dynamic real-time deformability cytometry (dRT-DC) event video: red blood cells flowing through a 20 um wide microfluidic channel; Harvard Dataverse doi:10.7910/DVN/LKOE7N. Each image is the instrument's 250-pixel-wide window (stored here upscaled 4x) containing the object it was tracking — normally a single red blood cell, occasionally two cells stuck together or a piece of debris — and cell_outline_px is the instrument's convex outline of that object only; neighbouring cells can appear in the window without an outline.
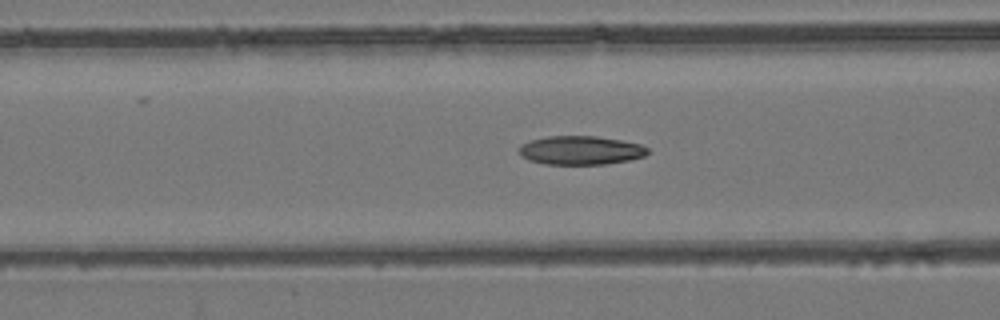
{"species": "common noctule bat (a hibernating species)", "species_latin": "Nyctalus noctula", "temperature_condition": "room temperature", "stored_images_in_passage": 33, "camera_frame_rate_fps": 3000, "um_per_image_px": 0.085, "animal": {"sex": "female", "body_mass_g": 24.6, "forearm_length_mm": 56.2}, "frame": {"image": 1, "passage_image": 5, "time_ms": 1.333, "image_size_px": [1000, 320], "cell_outline_px": [[648, 152], [644, 156], [628, 160], [604, 164], [544, 164], [528, 160], [520, 156], [520, 144], [528, 140], [548, 136], [596, 136], [620, 140], [640, 144], [648, 148]], "centroid_in_image_um": [49.31, 12.77], "position_along_channel_um": 117.3, "area_um2": 21.56}}
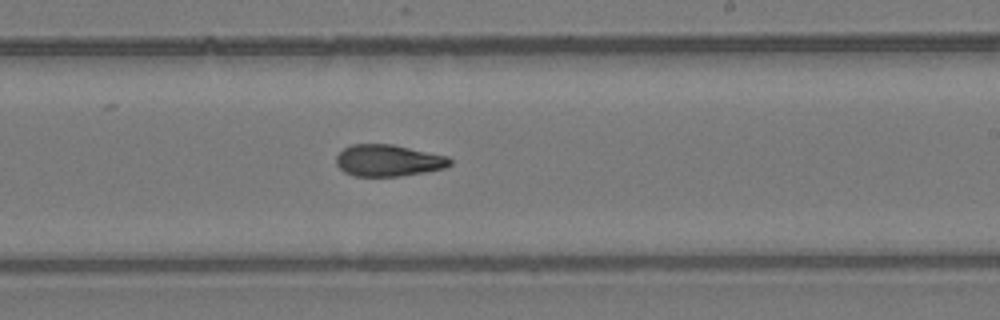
{"frame": {"image": 2, "passage_image": 16, "time_ms": 5.0, "image_size_px": [1000, 320], "cell_outline_px": [[452, 164], [444, 168], [424, 172], [400, 176], [356, 176], [344, 172], [336, 164], [336, 156], [344, 148], [352, 144], [392, 144], [448, 156], [452, 160]], "centroid_in_image_um": [33.01, 13.64], "position_along_channel_um": 256.0, "area_um2": 20.98}}
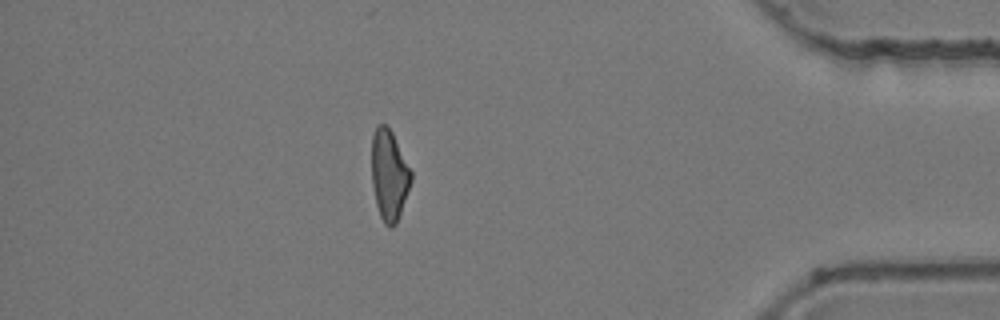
{"frame": {"image": 3, "passage_image": 31, "time_ms": 10.0, "image_size_px": [1000, 320], "cell_outline_px": [[412, 180], [396, 224], [392, 228], [388, 228], [384, 224], [380, 216], [376, 204], [372, 184], [372, 136], [376, 124], [388, 124], [412, 172]], "centroid_in_image_um": [33.07, 14.87], "position_along_channel_um": 402.1, "area_um2": 20.87}, "authors_computed_cell_mechanics": {"area_um2": 21.386, "velocity_mm_per_s": 3.7826, "shape_relaxation_time_tau1_ms": 7.0861, "shape_relaxation_time_tau2_ms": 9.1516, "deformation_change_tau1": 0.187, "deformation_change_tau2": 0.1797}}